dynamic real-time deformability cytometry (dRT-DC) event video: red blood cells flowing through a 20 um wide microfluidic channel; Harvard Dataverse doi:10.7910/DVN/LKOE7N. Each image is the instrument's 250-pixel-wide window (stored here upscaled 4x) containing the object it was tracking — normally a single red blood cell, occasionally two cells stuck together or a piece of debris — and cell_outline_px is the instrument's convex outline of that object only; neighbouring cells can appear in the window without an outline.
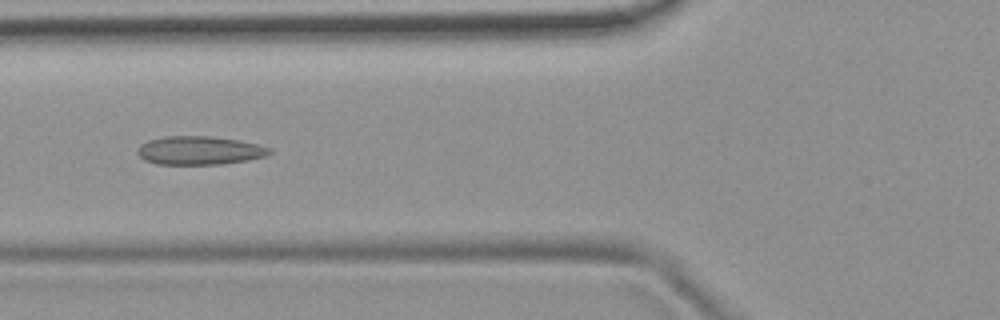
{"species": "common noctule bat (a hibernating species)", "species_latin": "Nyctalus noctula", "temperature_condition": "room temperature", "stored_images_in_passage": 47, "camera_frame_rate_fps": 3000, "um_per_image_px": 0.085, "animal": {"sex": "female", "body_mass_g": 19.9}, "frame": {"image": 1, "passage_image": 15, "time_ms": 4.667, "image_size_px": [1000, 320], "cell_outline_px": [[272, 152], [264, 156], [248, 160], [220, 164], [156, 164], [144, 160], [136, 152], [148, 140], [164, 136], [212, 136], [240, 140], [260, 144], [272, 148]], "centroid_in_image_um": [17.0, 12.78], "position_along_channel_um": 108.8, "area_um2": 21.96}}
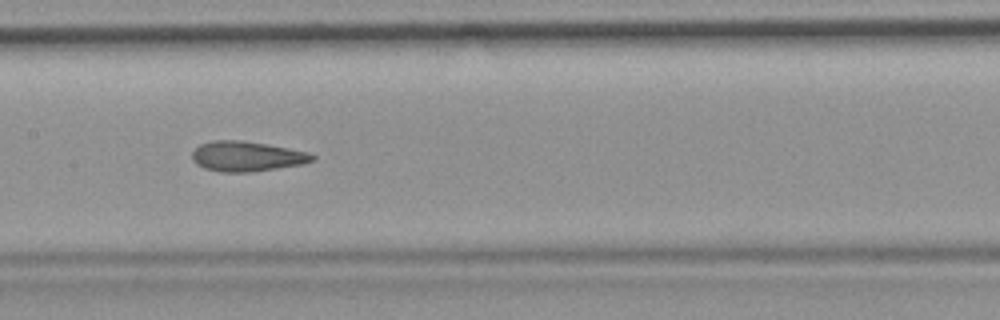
{"frame": {"image": 2, "passage_image": 21, "time_ms": 6.667, "image_size_px": [1000, 320], "cell_outline_px": [[316, 160], [304, 164], [248, 172], [220, 172], [204, 168], [196, 164], [192, 160], [192, 152], [200, 144], [212, 140], [240, 140], [288, 148], [308, 152], [316, 156]], "centroid_in_image_um": [20.97, 13.29], "position_along_channel_um": 186.4, "area_um2": 21.04}}
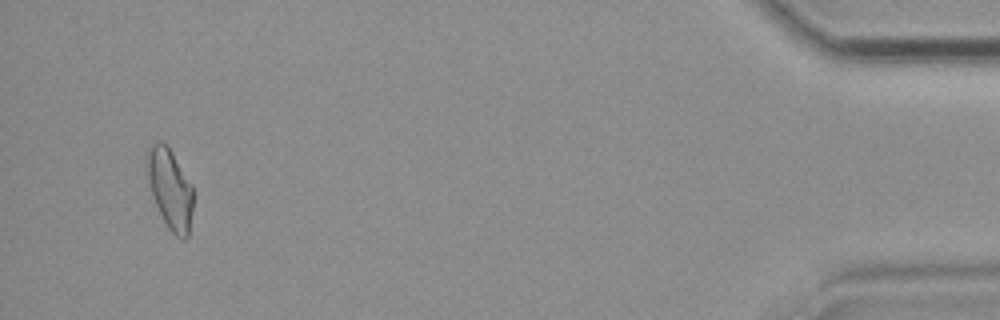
{"frame": {"image": 3, "passage_image": 45, "time_ms": 14.667, "image_size_px": [1000, 320], "cell_outline_px": [[192, 208], [188, 236], [184, 240], [176, 236], [168, 228], [152, 196], [144, 160], [152, 144], [164, 144], [172, 152], [192, 184]], "centroid_in_image_um": [14.45, 16.07], "position_along_channel_um": 420.8, "area_um2": 21.15}, "authors_computed_cell_mechanics": {"area_um2": 21.1548, "velocity_mm_per_s": 3.8824, "shape_relaxation_time_tau1_ms": null, "shape_relaxation_time_tau2_ms": 2.1183, "deformation_change_tau1": null, "deformation_change_tau2": 0.0897}}